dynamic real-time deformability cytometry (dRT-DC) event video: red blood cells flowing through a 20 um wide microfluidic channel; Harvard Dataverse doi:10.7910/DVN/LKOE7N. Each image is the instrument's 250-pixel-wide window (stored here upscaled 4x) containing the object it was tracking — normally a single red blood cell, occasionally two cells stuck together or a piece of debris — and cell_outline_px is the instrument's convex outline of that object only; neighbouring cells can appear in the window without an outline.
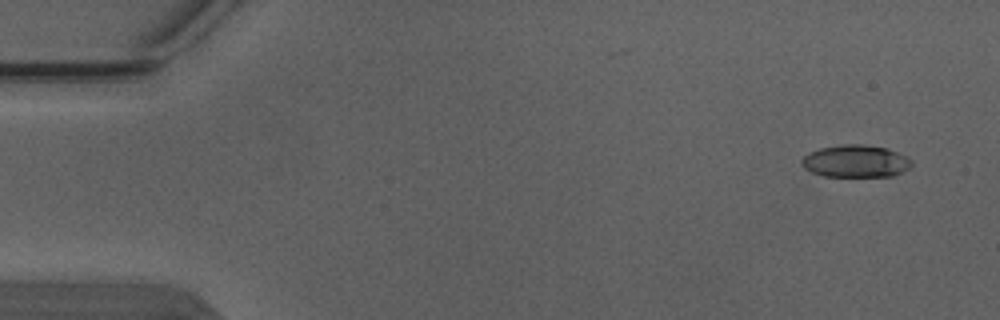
{"species": "Egyptian fruit bat (a non-hibernating species)", "species_latin": "Rousettus aegyptiacus", "temperature_condition": "warm", "stored_images_in_passage": 5, "segment_of_instrument_passage": [2, 2], "camera_frame_rate_fps": 3000, "um_per_image_px": 0.085, "animal": {"sex": "male"}, "frame": {"image": 1, "passage_image": 5, "time_ms": 1.333, "image_size_px": [1000, 320], "cell_outline_px": [[912, 164], [908, 168], [892, 176], [824, 176], [812, 172], [804, 168], [800, 164], [800, 160], [804, 156], [820, 148], [844, 144], [864, 144], [884, 148], [908, 156], [912, 160]], "centroid_in_image_um": [72.72, 13.7], "position_along_channel_um": 12.3, "area_um2": 20.58}}